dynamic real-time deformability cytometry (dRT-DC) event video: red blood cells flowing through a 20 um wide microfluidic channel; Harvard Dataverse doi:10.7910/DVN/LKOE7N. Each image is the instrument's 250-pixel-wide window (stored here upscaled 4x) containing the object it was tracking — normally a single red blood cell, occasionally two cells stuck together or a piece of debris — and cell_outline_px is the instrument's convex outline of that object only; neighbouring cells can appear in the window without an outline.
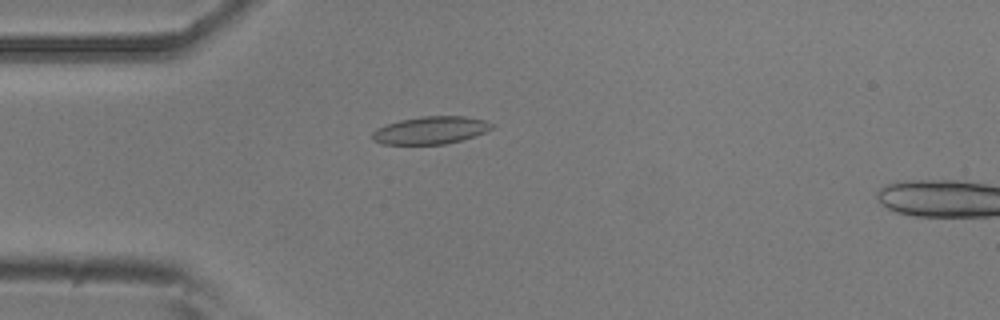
{"species": "common noctule bat (a hibernating species)", "species_latin": "Nyctalus noctula", "temperature_condition": "room temperature", "stored_images_in_passage": 46, "camera_frame_rate_fps": 3000, "um_per_image_px": 0.085, "animal": {"sex": "male", "body_mass_g": 20.5, "forearm_length_mm": 52.5}, "frame": {"image": 1, "passage_image": 12, "time_ms": 3.667, "image_size_px": [1000, 320], "cell_outline_px": [[492, 128], [476, 136], [444, 144], [380, 144], [372, 140], [372, 132], [376, 128], [400, 120], [420, 116], [464, 116], [484, 120], [492, 124]], "centroid_in_image_um": [36.56, 11.07], "position_along_channel_um": 48.4, "area_um2": 19.13}}
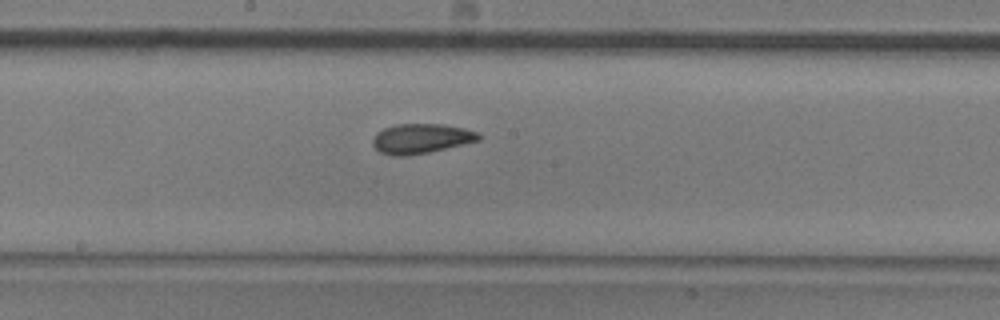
{"frame": {"image": 2, "passage_image": 26, "time_ms": 8.333, "image_size_px": [1000, 320], "cell_outline_px": [[480, 140], [464, 144], [428, 152], [404, 156], [392, 156], [380, 152], [372, 144], [372, 140], [376, 132], [384, 128], [396, 124], [444, 124], [464, 128], [480, 132]], "centroid_in_image_um": [35.79, 11.77], "position_along_channel_um": 212.4, "area_um2": 18.44}}
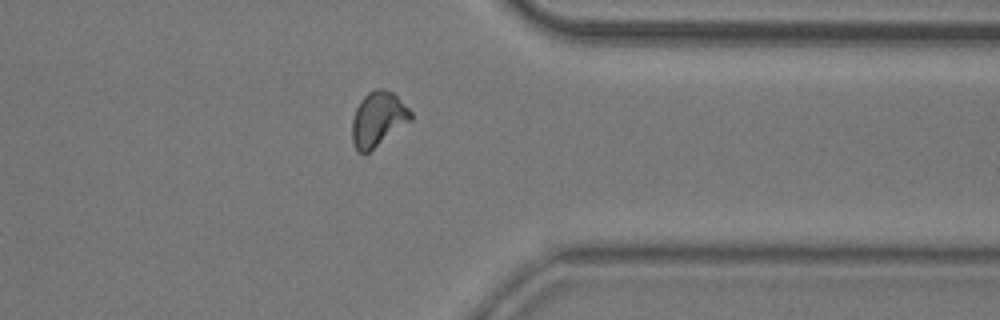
{"frame": {"image": 3, "passage_image": 40, "time_ms": 13.0, "image_size_px": [1000, 320], "cell_outline_px": [[412, 120], [364, 156], [352, 144], [352, 120], [356, 108], [360, 100], [368, 92], [376, 88], [384, 88], [392, 92], [412, 112]], "centroid_in_image_um": [32.12, 10.14], "position_along_channel_um": 379.3, "area_um2": 18.79}, "authors_computed_cell_mechanics": {"area_um2": 18.2937, "velocity_mm_per_s": 3.7446, "shape_relaxation_time_tau1_ms": 5.9767, "shape_relaxation_time_tau2_ms": 1.4823, "deformation_change_tau1": 0.1366, "deformation_change_tau2": 0.069}}